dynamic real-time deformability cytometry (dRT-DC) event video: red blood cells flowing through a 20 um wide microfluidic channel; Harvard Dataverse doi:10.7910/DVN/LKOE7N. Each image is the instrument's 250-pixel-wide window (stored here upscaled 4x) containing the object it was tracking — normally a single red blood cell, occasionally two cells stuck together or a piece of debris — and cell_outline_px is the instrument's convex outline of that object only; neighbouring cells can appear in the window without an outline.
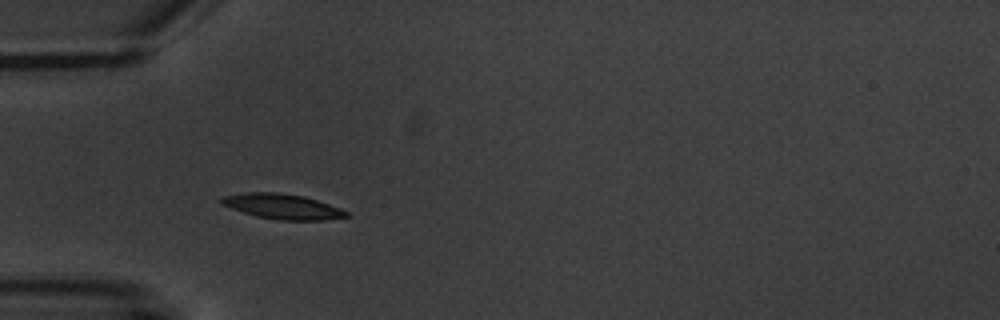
{"species": "common noctule bat (a hibernating species)", "species_latin": "Nyctalus noctula", "temperature_condition": "warm", "stored_images_in_passage": 3, "camera_frame_rate_fps": 3000, "um_per_image_px": 0.085, "animal": {"sex": "male", "body_mass_g": 20.1, "forearm_length_mm": 53.5}, "frame": {"image": 1, "passage_image": 3, "time_ms": 2.333, "image_size_px": [1000, 320], "cell_outline_px": [[348, 216], [320, 220], [276, 220], [256, 216], [220, 204], [220, 196], [248, 192], [276, 192], [304, 196], [340, 208], [348, 212]], "centroid_in_image_um": [23.95, 17.54], "position_along_channel_um": 61.0, "area_um2": 18.15}}